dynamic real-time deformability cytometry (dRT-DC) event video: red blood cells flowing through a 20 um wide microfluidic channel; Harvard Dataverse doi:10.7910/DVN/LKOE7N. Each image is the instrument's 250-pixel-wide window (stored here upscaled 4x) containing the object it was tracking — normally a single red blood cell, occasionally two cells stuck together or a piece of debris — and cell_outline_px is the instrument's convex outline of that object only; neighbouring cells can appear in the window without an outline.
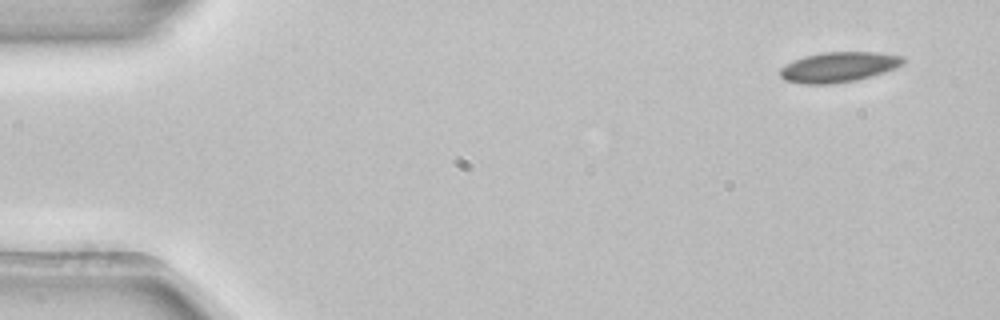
{"species": "common noctule bat (a hibernating species)", "species_latin": "Nyctalus noctula", "temperature_condition": "room temperature", "stored_images_in_passage": 3, "camera_frame_rate_fps": 3000, "um_per_image_px": 0.085, "animal": {"sex": "female", "body_mass_g": 22.7, "forearm_length_mm": 54.2}, "frame": {"image": 1, "passage_image": 1, "time_ms": 0.0, "image_size_px": [1000, 320], "cell_outline_px": [[904, 64], [884, 72], [856, 80], [832, 84], [804, 84], [784, 80], [780, 76], [780, 68], [804, 56], [824, 52], [876, 52], [904, 56]], "centroid_in_image_um": [71.3, 5.7], "position_along_channel_um": 13.7, "area_um2": 21.5}}